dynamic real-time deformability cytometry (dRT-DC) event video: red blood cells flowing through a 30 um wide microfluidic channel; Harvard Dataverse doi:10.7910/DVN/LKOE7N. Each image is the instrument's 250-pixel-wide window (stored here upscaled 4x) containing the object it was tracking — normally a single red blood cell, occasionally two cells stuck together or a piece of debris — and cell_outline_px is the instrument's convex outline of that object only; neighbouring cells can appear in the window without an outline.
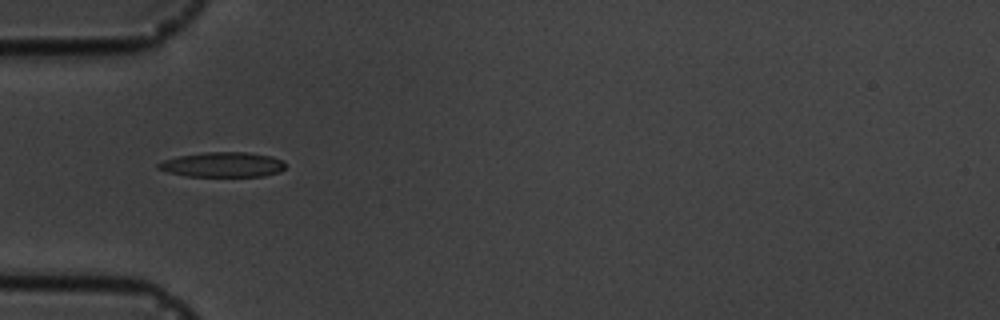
{"species": "common noctule bat (a hibernating species)", "species_latin": "Nyctalus noctula", "temperature_condition": "cold", "stored_images_in_passage": 3, "camera_frame_rate_fps": 3000, "um_per_image_px": 0.085, "animal": {"sex": "male", "body_mass_g": 19.5, "forearm_length_mm": 54.6}, "frame": {"image": 1, "passage_image": 1, "time_ms": 0.0, "image_size_px": [1000, 320], "cell_outline_px": [[284, 168], [280, 172], [264, 176], [188, 176], [168, 172], [156, 168], [156, 164], [164, 160], [180, 156], [204, 152], [248, 152], [272, 156], [284, 160]], "centroid_in_image_um": [18.95, 13.99], "position_along_channel_um": 66.1, "area_um2": 18.5}}
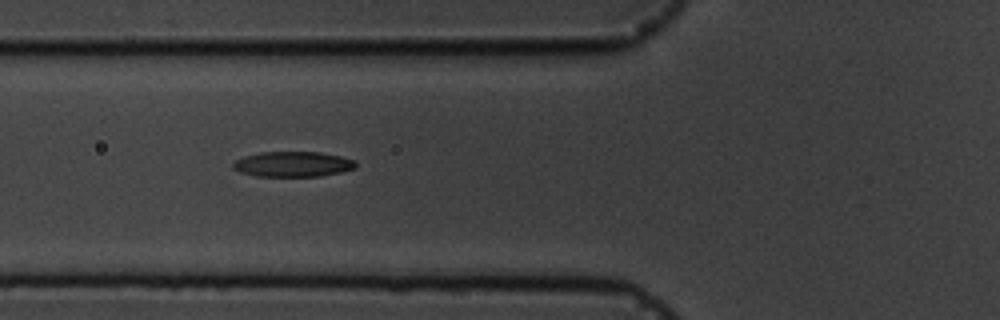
{"frame": {"image": 2, "passage_image": 2, "time_ms": 1.0, "image_size_px": [1000, 320], "cell_outline_px": [[356, 168], [340, 172], [320, 176], [256, 176], [240, 172], [232, 168], [232, 164], [236, 160], [244, 156], [260, 152], [320, 152], [340, 156], [356, 160]], "centroid_in_image_um": [24.89, 13.95], "position_along_channel_um": 100.9, "area_um2": 18.09}}
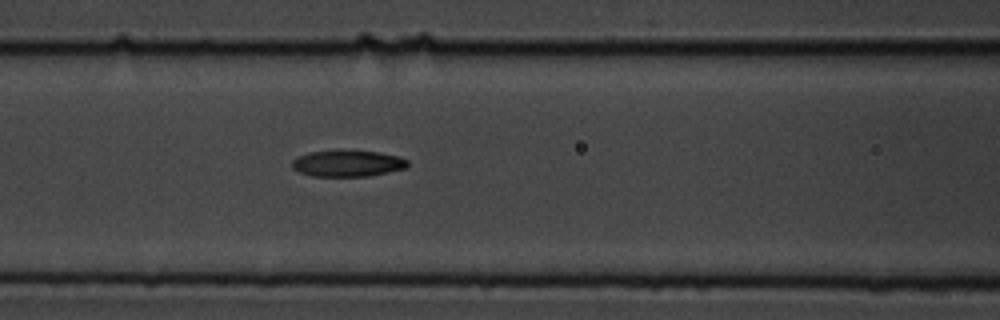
{"frame": {"image": 3, "passage_image": 3, "time_ms": 2.0, "image_size_px": [1000, 320], "cell_outline_px": [[408, 164], [404, 168], [388, 172], [368, 176], [312, 176], [300, 172], [292, 168], [292, 160], [308, 152], [376, 152], [396, 156], [408, 160]], "centroid_in_image_um": [29.52, 13.92], "position_along_channel_um": 137.1, "area_um2": 17.05}}